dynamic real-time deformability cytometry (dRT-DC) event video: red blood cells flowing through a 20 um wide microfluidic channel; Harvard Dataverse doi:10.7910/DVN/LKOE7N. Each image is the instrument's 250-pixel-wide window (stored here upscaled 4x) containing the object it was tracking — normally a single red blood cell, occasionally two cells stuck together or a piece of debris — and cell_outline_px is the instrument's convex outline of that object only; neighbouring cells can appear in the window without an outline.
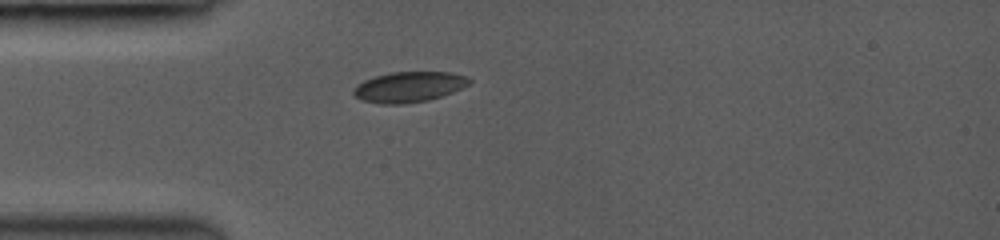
{"species": "common noctule bat (a hibernating species)", "species_latin": "Nyctalus noctula", "temperature_condition": "room temperature", "stored_images_in_passage": 7, "camera_frame_rate_fps": 3000, "um_per_image_px": 0.085, "animal": {"sex": "female", "body_mass_g": 19.0, "forearm_length_mm": 53.3}, "frame": {"image": 1, "passage_image": 1, "time_ms": 0.0, "image_size_px": [1000, 240], "cell_outline_px": [[472, 80], [468, 84], [452, 92], [428, 100], [400, 104], [380, 104], [360, 100], [352, 92], [352, 88], [356, 84], [364, 80], [376, 76], [392, 72], [448, 72], [468, 76]], "centroid_in_image_um": [34.72, 7.39], "position_along_channel_um": 50.3, "area_um2": 20.52}}
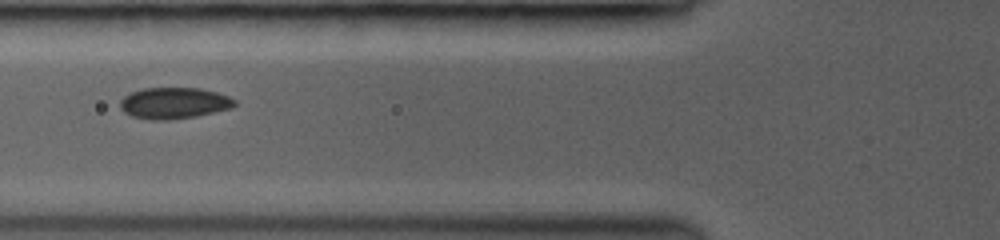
{"frame": {"image": 2, "passage_image": 4, "time_ms": 1.667, "image_size_px": [1000, 240], "cell_outline_px": [[236, 104], [232, 108], [196, 116], [168, 120], [152, 120], [132, 116], [124, 112], [120, 108], [120, 100], [124, 96], [132, 92], [144, 88], [200, 88], [216, 92], [228, 96], [236, 100]], "centroid_in_image_um": [14.79, 8.76], "position_along_channel_um": 111.0, "area_um2": 20.87}}
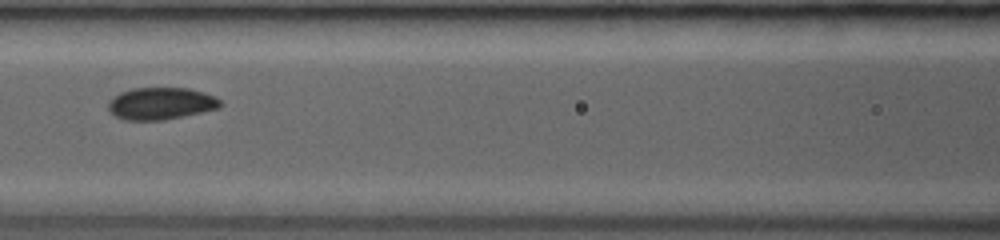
{"frame": {"image": 3, "passage_image": 6, "time_ms": 2.667, "image_size_px": [1000, 240], "cell_outline_px": [[224, 104], [220, 108], [164, 120], [124, 120], [108, 112], [108, 100], [120, 92], [132, 88], [188, 88], [204, 92], [216, 96]], "centroid_in_image_um": [13.67, 8.79], "position_along_channel_um": 152.9, "area_um2": 21.21}}